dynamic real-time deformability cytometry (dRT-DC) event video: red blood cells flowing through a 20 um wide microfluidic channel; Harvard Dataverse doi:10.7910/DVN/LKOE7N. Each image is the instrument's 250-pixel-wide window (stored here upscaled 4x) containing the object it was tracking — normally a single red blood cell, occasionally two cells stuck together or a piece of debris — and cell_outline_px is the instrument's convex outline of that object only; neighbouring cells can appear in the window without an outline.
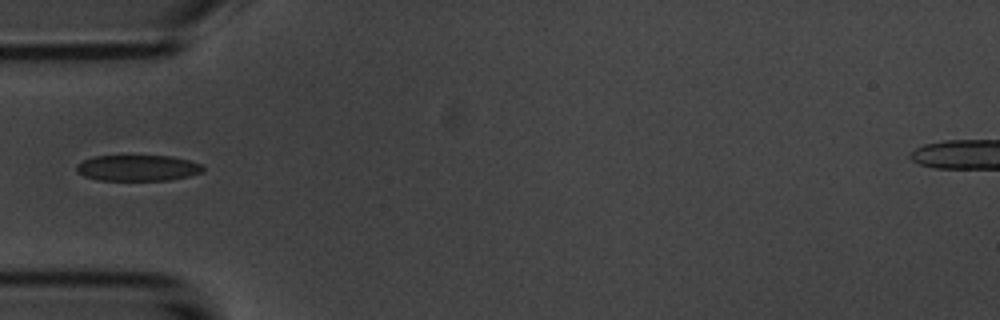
{"species": "common noctule bat (a hibernating species)", "species_latin": "Nyctalus noctula", "temperature_condition": "room temperature", "stored_images_in_passage": 5, "camera_frame_rate_fps": 3000, "um_per_image_px": 0.085, "animal": {"sex": "male", "body_mass_g": 20.1, "forearm_length_mm": 53.5}, "frame": {"image": 1, "passage_image": 5, "time_ms": 5.333, "image_size_px": [1000, 320], "cell_outline_px": [[204, 172], [188, 176], [168, 180], [96, 180], [84, 176], [76, 172], [76, 164], [84, 160], [96, 156], [172, 156], [204, 164]], "centroid_in_image_um": [11.72, 14.28], "position_along_channel_um": 73.3, "area_um2": 19.25}}